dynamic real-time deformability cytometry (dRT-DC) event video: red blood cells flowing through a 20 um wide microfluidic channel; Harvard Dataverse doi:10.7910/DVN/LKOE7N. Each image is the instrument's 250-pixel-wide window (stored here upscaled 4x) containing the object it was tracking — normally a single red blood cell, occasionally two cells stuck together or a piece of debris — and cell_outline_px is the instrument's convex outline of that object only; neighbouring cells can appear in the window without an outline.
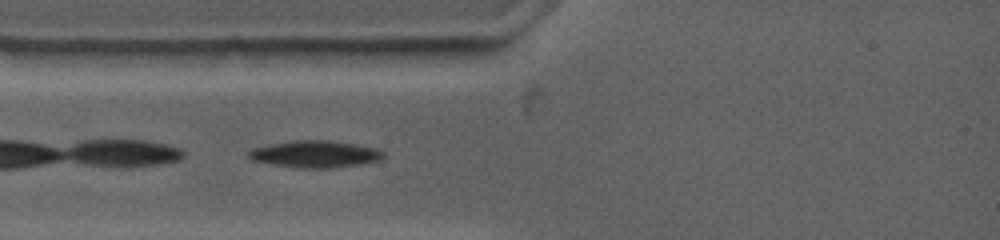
{"species": "common noctule bat (a hibernating species)", "species_latin": "Nyctalus noctula", "temperature_condition": "warm", "stored_images_in_passage": 1, "camera_frame_rate_fps": 4500, "um_per_image_px": 0.085, "animal": {"sex": "female", "body_mass_g": 19.0, "forearm_length_mm": 53.3}, "frame": {"image": 1, "passage_image": 1, "time_ms": 0.0, "image_size_px": [1000, 240], "cell_outline_px": [[384, 156], [376, 160], [356, 164], [328, 168], [296, 168], [252, 160], [248, 156], [248, 152], [252, 148], [268, 144], [292, 140], [332, 140], [356, 144], [376, 148], [384, 152]], "centroid_in_image_um": [26.73, 13.08], "position_along_channel_um": 58.3, "area_um2": 20.98}}